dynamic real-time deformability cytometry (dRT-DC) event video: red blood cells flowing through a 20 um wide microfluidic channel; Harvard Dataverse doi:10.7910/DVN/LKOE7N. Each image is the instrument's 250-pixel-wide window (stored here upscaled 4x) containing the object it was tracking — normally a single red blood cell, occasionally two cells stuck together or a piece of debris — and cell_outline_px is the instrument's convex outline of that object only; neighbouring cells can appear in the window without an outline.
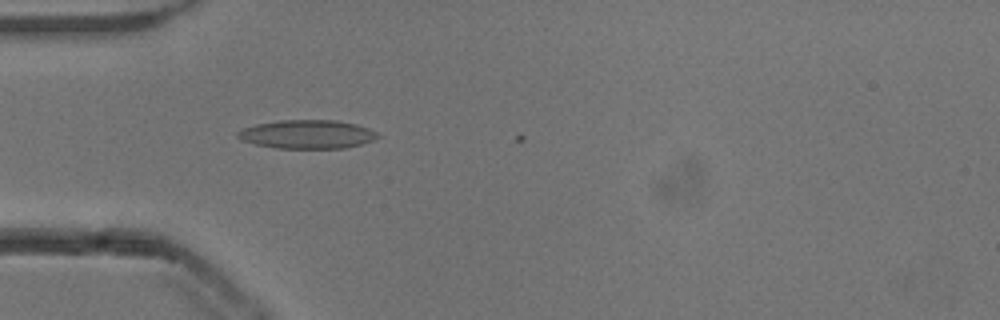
{"species": "common noctule bat (a hibernating species)", "species_latin": "Nyctalus noctula", "temperature_condition": "cold", "stored_images_in_passage": 5, "camera_frame_rate_fps": 3000, "um_per_image_px": 0.085, "animal": {"sex": "male", "body_mass_g": 13.3}, "frame": {"image": 1, "passage_image": 4, "time_ms": 1.0, "image_size_px": [1000, 320], "cell_outline_px": [[380, 136], [372, 140], [360, 144], [344, 148], [276, 148], [256, 144], [244, 140], [236, 136], [236, 132], [244, 128], [256, 124], [280, 120], [336, 120], [356, 124], [368, 128], [376, 132]], "centroid_in_image_um": [26.11, 11.41], "position_along_channel_um": 58.9, "area_um2": 23.18}}